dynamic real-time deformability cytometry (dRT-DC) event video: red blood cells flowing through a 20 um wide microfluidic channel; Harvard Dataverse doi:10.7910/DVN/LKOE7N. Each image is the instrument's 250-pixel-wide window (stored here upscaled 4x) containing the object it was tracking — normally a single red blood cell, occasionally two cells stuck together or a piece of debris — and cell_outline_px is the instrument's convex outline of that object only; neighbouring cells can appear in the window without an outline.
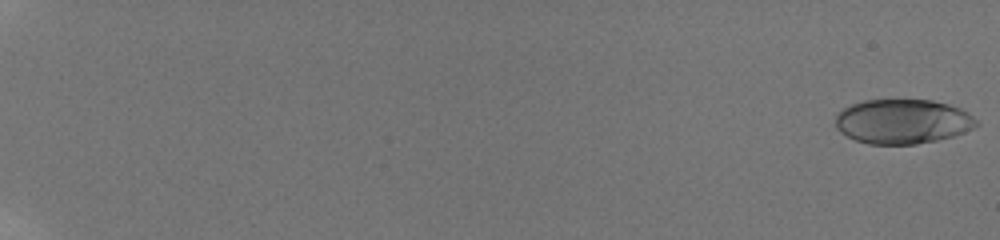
{"species": "human", "species_latin": "Homo sapiens", "temperature_condition": "room temperature", "stored_images_in_passage": 90, "camera_frame_rate_fps": 3000, "um_per_image_px": 0.085, "donor": {"sex": "male"}, "frame": {"image": 1, "passage_image": 1, "time_ms": 0.0, "image_size_px": [1000, 240], "cell_outline_px": [[980, 124], [964, 132], [952, 136], [936, 140], [916, 144], [868, 144], [856, 140], [840, 132], [836, 128], [836, 112], [852, 104], [864, 100], [932, 100], [948, 104], [960, 108], [968, 112]], "centroid_in_image_um": [76.71, 10.32], "position_along_channel_um": 8.3, "area_um2": 36.59}}
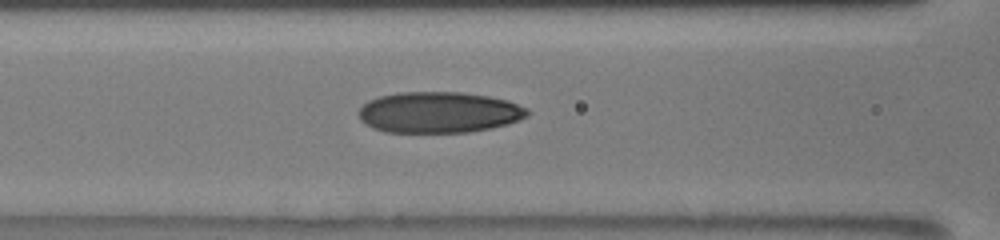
{"frame": {"image": 2, "passage_image": 56, "time_ms": 9.667, "image_size_px": [1000, 240], "cell_outline_px": [[528, 116], [520, 120], [508, 124], [468, 132], [384, 132], [372, 128], [364, 124], [360, 120], [360, 108], [368, 100], [380, 96], [400, 92], [464, 92], [488, 96], [508, 100], [528, 108]], "centroid_in_image_um": [37.31, 9.54], "position_along_channel_um": 129.3, "area_um2": 40.46}}
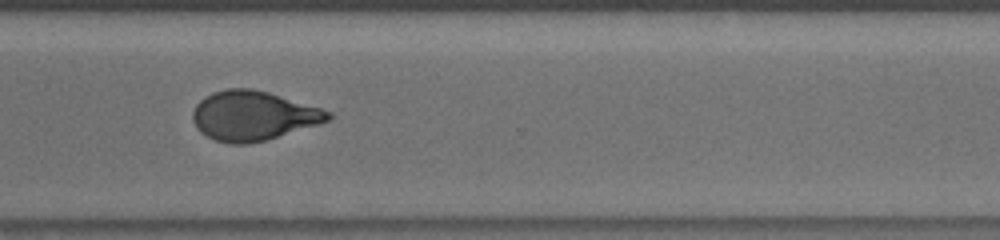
{"frame": {"image": 3, "passage_image": 89, "time_ms": 15.333, "image_size_px": [1000, 240], "cell_outline_px": [[332, 120], [268, 140], [248, 144], [232, 144], [216, 140], [200, 132], [192, 120], [192, 112], [196, 104], [204, 96], [212, 92], [228, 88], [252, 88], [268, 92], [320, 108], [332, 112]], "centroid_in_image_um": [21.52, 9.84], "position_along_channel_um": 349.1, "area_um2": 39.19}}